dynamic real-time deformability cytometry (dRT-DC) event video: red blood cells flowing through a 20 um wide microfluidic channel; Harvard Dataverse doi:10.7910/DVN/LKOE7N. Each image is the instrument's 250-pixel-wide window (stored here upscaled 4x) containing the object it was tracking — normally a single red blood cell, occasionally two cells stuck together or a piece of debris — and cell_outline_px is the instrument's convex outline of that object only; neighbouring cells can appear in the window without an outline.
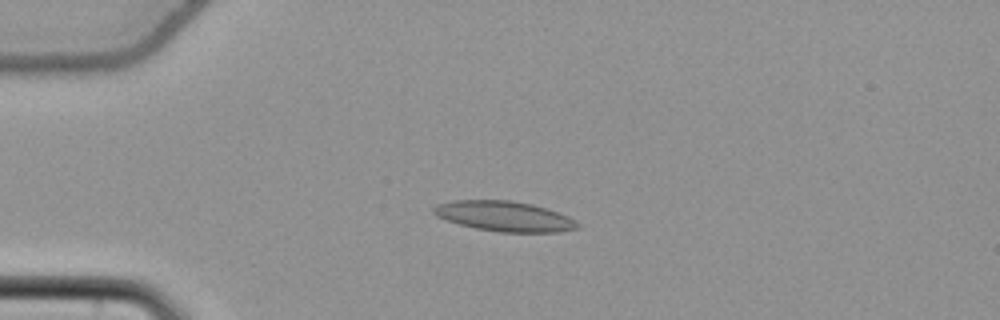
{"species": "common noctule bat (a hibernating species)", "species_latin": "Nyctalus noctula", "temperature_condition": "cold", "stored_images_in_passage": 56, "camera_frame_rate_fps": 3000, "um_per_image_px": 0.085, "animal": {"sex": "female", "body_mass_g": 22.7, "forearm_length_mm": 54.2}, "frame": {"image": 1, "passage_image": 15, "time_ms": 4.667, "image_size_px": [1000, 320], "cell_outline_px": [[580, 228], [560, 232], [500, 232], [476, 228], [444, 220], [436, 216], [432, 212], [432, 208], [436, 204], [452, 200], [508, 200], [532, 204], [568, 216], [576, 220], [580, 224]], "centroid_in_image_um": [42.85, 18.38], "position_along_channel_um": 42.2, "area_um2": 25.37}}
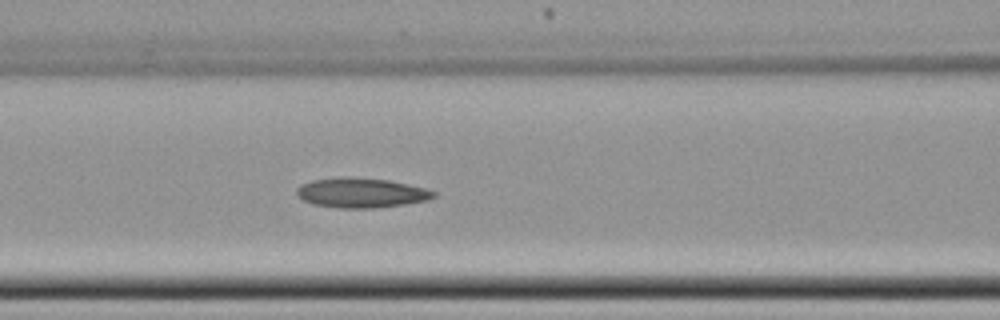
{"frame": {"image": 2, "passage_image": 25, "time_ms": 8.0, "image_size_px": [1000, 320], "cell_outline_px": [[436, 196], [428, 200], [404, 204], [376, 208], [340, 208], [312, 204], [304, 200], [296, 192], [296, 188], [300, 184], [312, 180], [340, 176], [348, 176], [388, 180], [408, 184], [424, 188], [436, 192]], "centroid_in_image_um": [30.68, 16.38], "position_along_channel_um": 135.9, "area_um2": 23.87}}
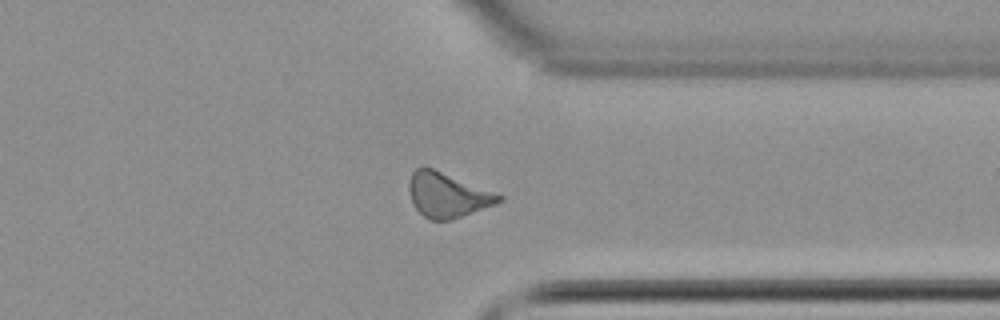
{"frame": {"image": 3, "passage_image": 44, "time_ms": 14.333, "image_size_px": [1000, 320], "cell_outline_px": [[504, 200], [496, 204], [452, 220], [432, 220], [424, 216], [412, 204], [408, 192], [408, 184], [412, 172], [416, 168], [424, 164], [504, 196]], "centroid_in_image_um": [38.0, 16.55], "position_along_channel_um": 373.4, "area_um2": 23.7}, "authors_computed_cell_mechanics": {"area_um2": 23.4379, "velocity_mm_per_s": 3.7715, "shape_relaxation_time_tau1_ms": null, "shape_relaxation_time_tau2_ms": 6.5485, "deformation_change_tau1": null, "deformation_change_tau2": 0.1506}}